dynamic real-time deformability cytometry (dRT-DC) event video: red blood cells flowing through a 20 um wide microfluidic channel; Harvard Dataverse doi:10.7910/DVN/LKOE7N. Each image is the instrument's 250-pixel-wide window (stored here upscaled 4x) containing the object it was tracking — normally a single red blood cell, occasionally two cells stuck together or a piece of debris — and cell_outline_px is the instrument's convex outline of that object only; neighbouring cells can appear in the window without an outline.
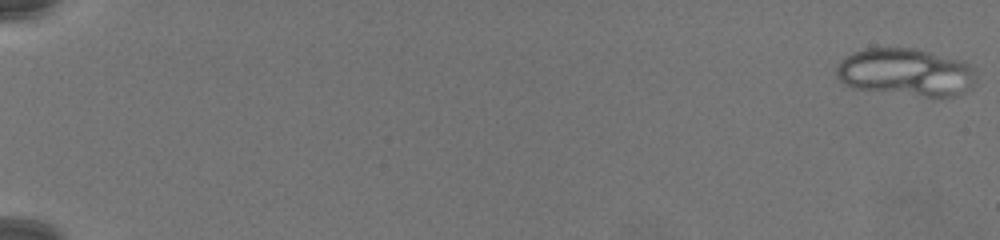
{"species": "common noctule bat (a hibernating species)", "species_latin": "Nyctalus noctula", "temperature_condition": "warm", "stored_images_in_passage": 20, "camera_frame_rate_fps": 3000, "um_per_image_px": 0.085, "animal": {"sex": "female", "body_mass_g": 19.5, "forearm_length_mm": 54.1}, "frame": {"image": 1, "passage_image": 1, "time_ms": 0.0, "image_size_px": [1000, 240], "cell_outline_px": [[976, 84], [964, 92], [952, 96], [932, 100], [852, 88], [844, 84], [836, 76], [836, 64], [840, 60], [852, 52], [864, 48], [916, 48], [964, 60], [976, 72]], "centroid_in_image_um": [77.02, 6.18], "position_along_channel_um": 8.0, "area_um2": 40.4}}